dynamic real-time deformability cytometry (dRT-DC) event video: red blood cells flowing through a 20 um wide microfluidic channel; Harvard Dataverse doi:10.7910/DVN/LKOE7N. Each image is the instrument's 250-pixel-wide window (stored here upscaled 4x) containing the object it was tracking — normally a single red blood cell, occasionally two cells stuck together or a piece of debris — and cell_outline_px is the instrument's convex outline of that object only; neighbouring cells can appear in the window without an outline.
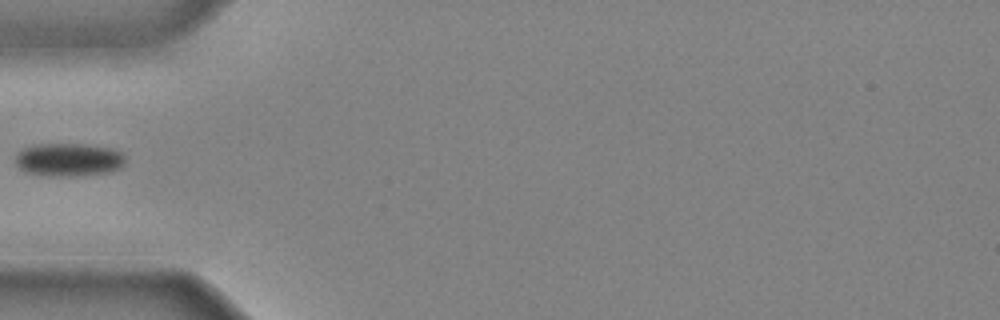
{"species": "common noctule bat (a hibernating species)", "species_latin": "Nyctalus noctula", "temperature_condition": "cold", "stored_images_in_passage": 29, "camera_frame_rate_fps": 3000, "um_per_image_px": 0.085, "animal": {"sex": "male", "body_mass_g": 20.4}, "frame": {"image": 1, "passage_image": 1, "time_ms": 0.0, "image_size_px": [1000, 320], "cell_outline_px": [[124, 164], [120, 168], [108, 172], [72, 176], [48, 176], [24, 172], [16, 164], [16, 156], [24, 148], [36, 144], [84, 144], [112, 148], [120, 152], [124, 156]], "centroid_in_image_um": [5.83, 13.57], "position_along_channel_um": 79.2, "area_um2": 21.15}}
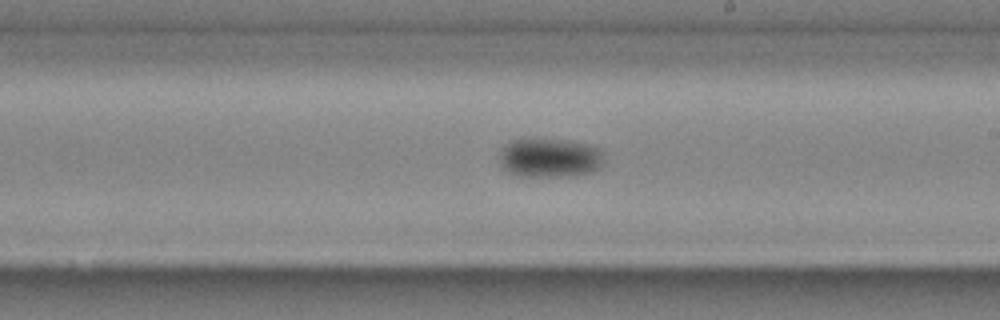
{"frame": {"image": 2, "passage_image": 12, "time_ms": 3.667, "image_size_px": [1000, 320], "cell_outline_px": [[604, 164], [600, 168], [592, 172], [568, 176], [520, 176], [508, 172], [500, 164], [500, 156], [504, 144], [512, 140], [524, 136], [568, 140], [588, 144], [600, 148]], "centroid_in_image_um": [46.71, 13.37], "position_along_channel_um": 242.3, "area_um2": 24.57}}
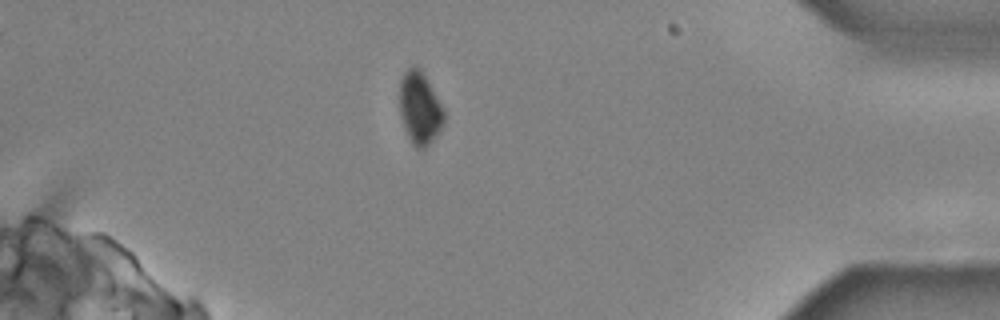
{"frame": {"image": 3, "passage_image": 25, "time_ms": 8.0, "image_size_px": [1000, 320], "cell_outline_px": [[444, 124], [432, 140], [424, 148], [416, 148], [412, 144], [408, 136], [400, 116], [400, 80], [404, 72], [408, 68], [416, 64], [420, 68], [444, 108]], "centroid_in_image_um": [35.68, 9.17], "position_along_channel_um": 399.5, "area_um2": 18.67}}